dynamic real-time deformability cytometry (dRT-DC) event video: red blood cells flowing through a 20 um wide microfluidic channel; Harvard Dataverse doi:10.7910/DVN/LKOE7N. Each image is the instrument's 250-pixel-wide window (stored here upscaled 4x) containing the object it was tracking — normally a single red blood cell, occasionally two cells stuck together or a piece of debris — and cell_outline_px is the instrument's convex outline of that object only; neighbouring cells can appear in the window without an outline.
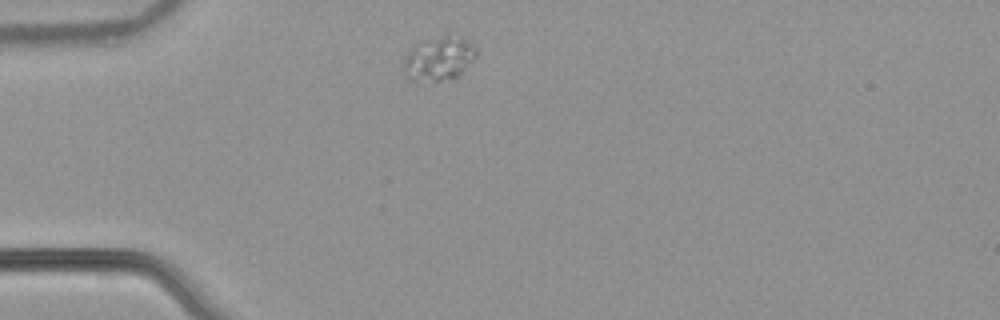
{"species": "common noctule bat (a hibernating species)", "species_latin": "Nyctalus noctula", "temperature_condition": "warm", "stored_images_in_passage": 11, "camera_frame_rate_fps": 3000, "um_per_image_px": 0.085, "animal": {"sex": "male", "body_mass_g": 21.5, "forearm_length_mm": 52.0}, "frame": {"image": 1, "passage_image": 1, "time_ms": 0.0, "image_size_px": [1000, 320], "cell_outline_px": [[476, 56], [460, 76], [440, 80], [416, 80], [404, 72], [404, 60], [408, 52], [420, 40], [448, 32], [472, 44], [476, 48]], "centroid_in_image_um": [37.33, 4.91], "position_along_channel_um": 47.7, "area_um2": 18.55}}
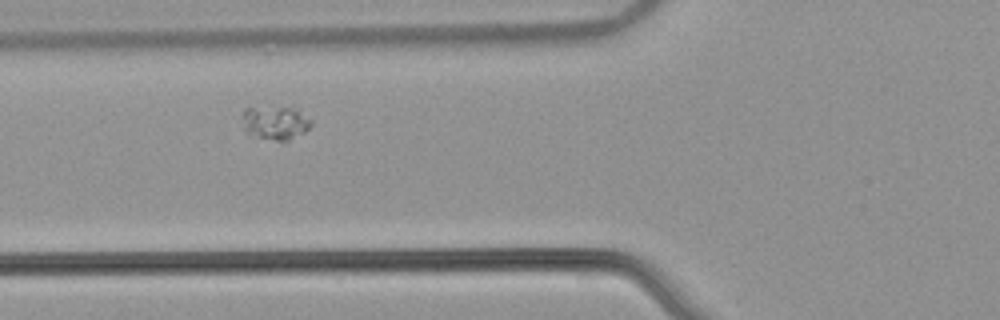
{"frame": {"image": 2, "passage_image": 7, "time_ms": 2.0, "image_size_px": [1000, 320], "cell_outline_px": [[312, 124], [304, 132], [284, 144], [248, 132], [244, 128], [240, 116], [244, 108], [292, 108], [312, 120]], "centroid_in_image_um": [23.39, 10.47], "position_along_channel_um": 102.4, "area_um2": 13.35}}
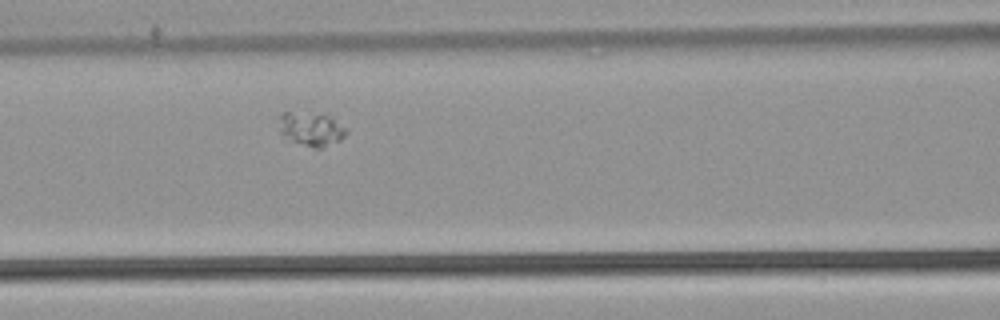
{"frame": {"image": 3, "passage_image": 10, "time_ms": 3.0, "image_size_px": [1000, 320], "cell_outline_px": [[348, 132], [340, 140], [320, 148], [312, 148], [292, 140], [280, 132], [280, 112], [328, 112], [348, 128]], "centroid_in_image_um": [26.53, 10.9], "position_along_channel_um": 140.1, "area_um2": 13.64}}